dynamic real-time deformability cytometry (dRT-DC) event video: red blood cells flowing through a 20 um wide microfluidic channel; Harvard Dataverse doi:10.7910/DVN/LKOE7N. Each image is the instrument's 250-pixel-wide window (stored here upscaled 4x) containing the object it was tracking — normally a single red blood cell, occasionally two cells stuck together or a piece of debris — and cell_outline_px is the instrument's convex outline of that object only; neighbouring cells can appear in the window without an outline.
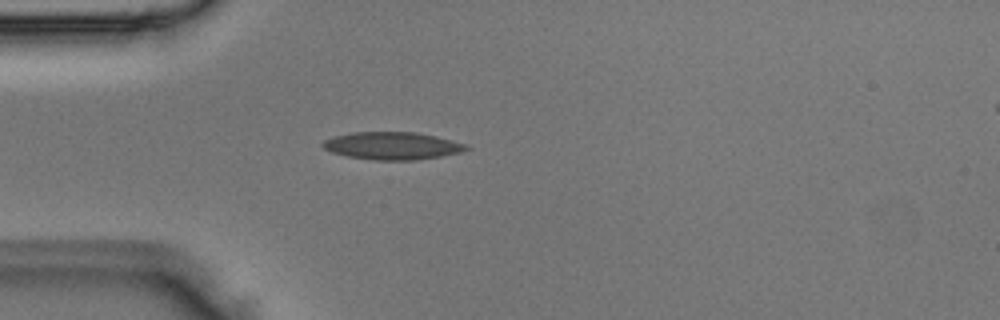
{"species": "Egyptian fruit bat (a non-hibernating species)", "species_latin": "Rousettus aegyptiacus", "temperature_condition": "room temperature", "stored_images_in_passage": 3, "camera_frame_rate_fps": 3000, "um_per_image_px": 0.085, "animal": {"sex": "male"}, "frame": {"image": 1, "passage_image": 3, "time_ms": 0.667, "image_size_px": [1000, 320], "cell_outline_px": [[472, 148], [460, 152], [440, 156], [416, 160], [376, 160], [348, 156], [332, 152], [324, 148], [320, 144], [324, 140], [336, 136], [352, 132], [416, 132], [436, 136], [452, 140], [464, 144]], "centroid_in_image_um": [33.35, 12.39], "position_along_channel_um": 51.7, "area_um2": 22.89}}